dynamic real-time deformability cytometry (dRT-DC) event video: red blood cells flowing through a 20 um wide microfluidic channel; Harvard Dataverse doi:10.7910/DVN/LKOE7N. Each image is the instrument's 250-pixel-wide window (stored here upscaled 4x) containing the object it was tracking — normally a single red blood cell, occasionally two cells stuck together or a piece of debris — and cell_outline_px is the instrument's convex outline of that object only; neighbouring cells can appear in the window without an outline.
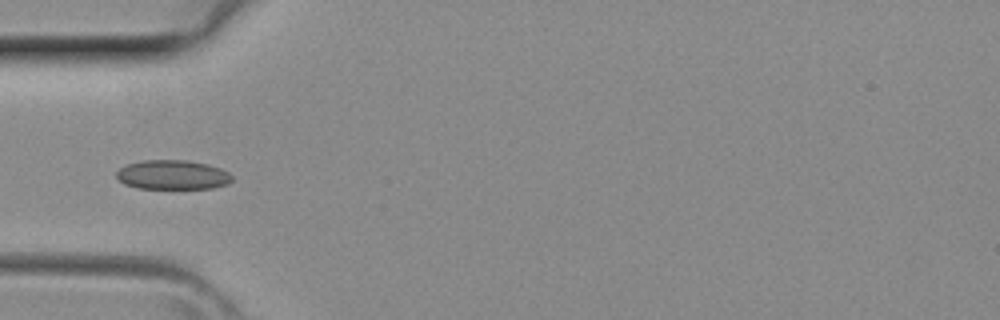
{"species": "common noctule bat (a hibernating species)", "species_latin": "Nyctalus noctula", "temperature_condition": "room temperature", "stored_images_in_passage": 4, "camera_frame_rate_fps": 3000, "um_per_image_px": 0.085, "animal": {"sex": "female", "body_mass_g": 29.2, "forearm_length_mm": 56.3}, "frame": {"image": 1, "passage_image": 4, "time_ms": 1.0, "image_size_px": [1000, 320], "cell_outline_px": [[232, 180], [228, 184], [212, 188], [136, 188], [124, 184], [116, 176], [116, 172], [120, 168], [128, 164], [144, 160], [184, 160], [208, 164], [220, 168], [228, 172], [232, 176]], "centroid_in_image_um": [14.68, 14.86], "position_along_channel_um": 70.3, "area_um2": 19.71}}